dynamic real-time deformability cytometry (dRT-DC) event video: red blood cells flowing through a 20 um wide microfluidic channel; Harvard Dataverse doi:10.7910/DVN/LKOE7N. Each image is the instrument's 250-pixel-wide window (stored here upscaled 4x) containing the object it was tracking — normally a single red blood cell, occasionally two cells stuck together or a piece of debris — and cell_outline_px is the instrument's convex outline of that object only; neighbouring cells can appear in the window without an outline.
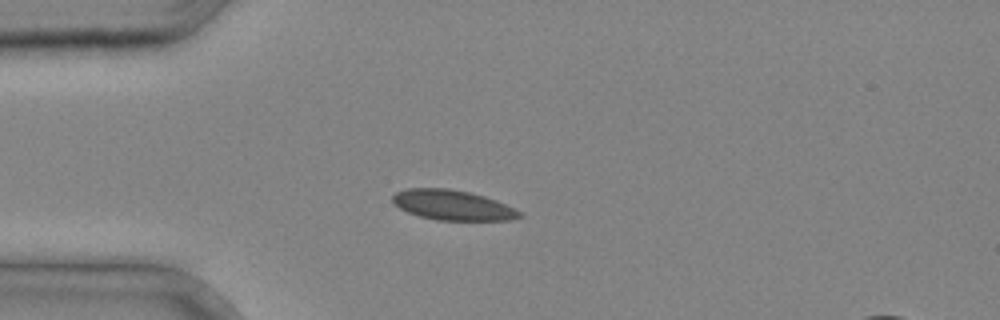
{"species": "common noctule bat (a hibernating species)", "species_latin": "Nyctalus noctula", "temperature_condition": "cold", "stored_images_in_passage": 28, "camera_frame_rate_fps": 3000, "um_per_image_px": 0.085, "animal": {"sex": "male", "body_mass_g": 20.4}, "frame": {"image": 1, "passage_image": 1, "time_ms": 0.0, "image_size_px": [1000, 320], "cell_outline_px": [[524, 216], [508, 220], [436, 220], [420, 216], [408, 212], [392, 204], [392, 196], [396, 192], [408, 188], [448, 188], [468, 192], [484, 196], [496, 200], [520, 212]], "centroid_in_image_um": [38.43, 17.43], "position_along_channel_um": 46.6, "area_um2": 22.08}}
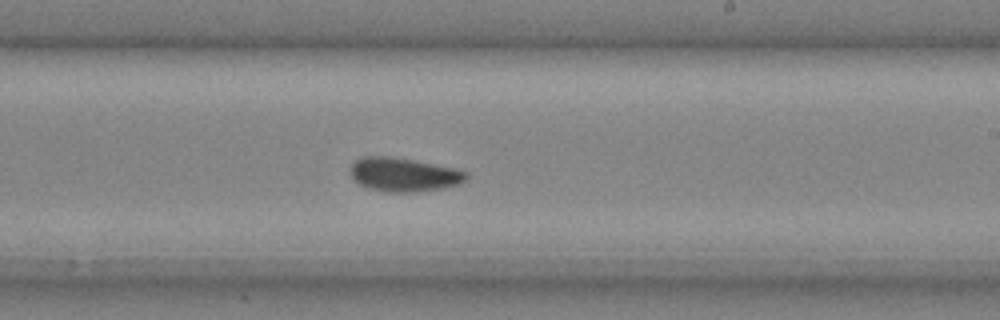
{"frame": {"image": 2, "passage_image": 14, "time_ms": 4.333, "image_size_px": [1000, 320], "cell_outline_px": [[468, 180], [460, 184], [440, 188], [408, 192], [388, 192], [368, 188], [360, 184], [352, 176], [352, 164], [356, 160], [364, 156], [388, 156], [412, 160], [456, 168], [468, 172]], "centroid_in_image_um": [34.37, 14.84], "position_along_channel_um": 254.6, "area_um2": 22.54}}
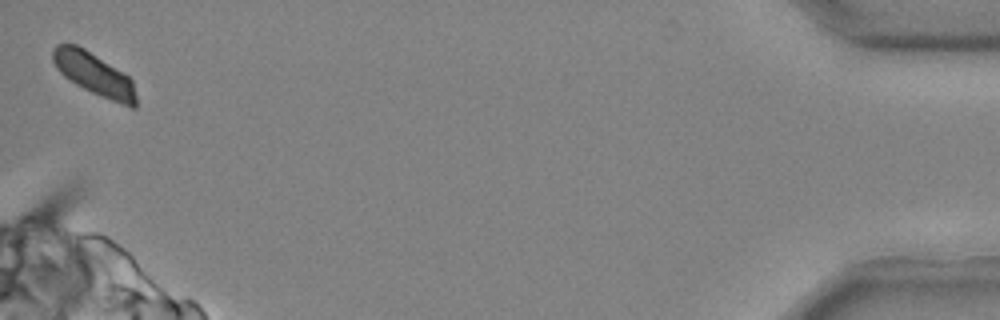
{"frame": {"image": 3, "passage_image": 28, "time_ms": 9.0, "image_size_px": [1000, 320], "cell_outline_px": [[136, 108], [132, 108], [92, 92], [76, 84], [64, 76], [56, 68], [52, 60], [52, 48], [56, 44], [76, 44], [84, 48], [128, 76], [132, 80], [136, 96]], "centroid_in_image_um": [7.97, 6.28], "position_along_channel_um": 427.2, "area_um2": 20.29}}